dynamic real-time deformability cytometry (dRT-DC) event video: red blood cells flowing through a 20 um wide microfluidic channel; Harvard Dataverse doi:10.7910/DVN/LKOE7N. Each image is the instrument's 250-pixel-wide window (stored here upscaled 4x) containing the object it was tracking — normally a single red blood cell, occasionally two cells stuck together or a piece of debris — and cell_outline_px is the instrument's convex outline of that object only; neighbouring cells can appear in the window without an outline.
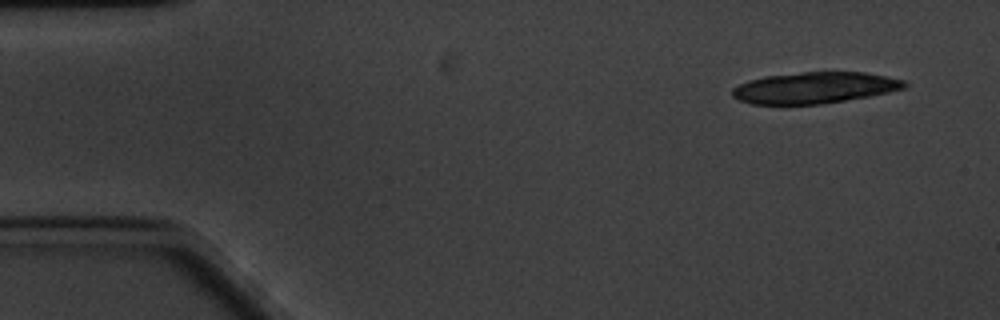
{"species": "common noctule bat (a hibernating species)", "species_latin": "Nyctalus noctula", "temperature_condition": "cold", "stored_images_in_passage": 12, "camera_frame_rate_fps": 3000, "um_per_image_px": 0.085, "animal": {"sex": "male", "body_mass_g": 20.1, "forearm_length_mm": 53.5}, "frame": {"image": 1, "passage_image": 4, "time_ms": 1.0, "image_size_px": [1000, 320], "cell_outline_px": [[908, 84], [904, 88], [888, 92], [868, 96], [820, 104], [752, 104], [740, 100], [732, 96], [732, 88], [748, 80], [768, 76], [800, 72], [864, 72], [888, 76], [904, 80]], "centroid_in_image_um": [69.24, 7.45], "position_along_channel_um": 15.8, "area_um2": 31.15}}